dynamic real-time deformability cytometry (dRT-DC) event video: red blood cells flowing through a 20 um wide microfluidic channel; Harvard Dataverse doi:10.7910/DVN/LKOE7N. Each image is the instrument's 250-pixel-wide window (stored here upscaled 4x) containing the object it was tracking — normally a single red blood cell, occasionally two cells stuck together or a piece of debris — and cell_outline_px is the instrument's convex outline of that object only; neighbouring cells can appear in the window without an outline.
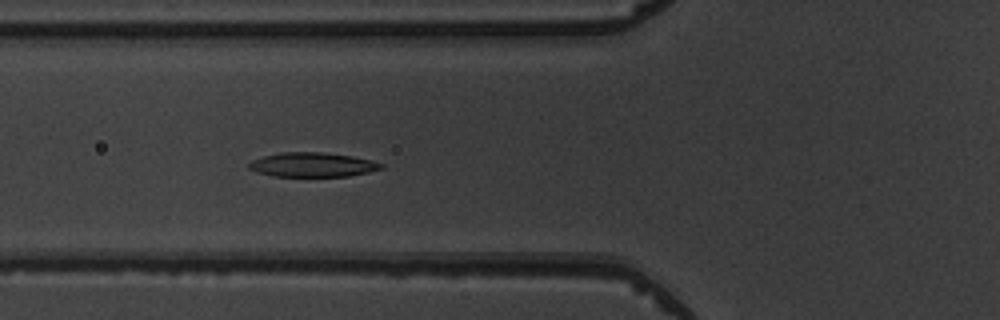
{"species": "common noctule bat (a hibernating species)", "species_latin": "Nyctalus noctula", "temperature_condition": "warm", "stored_images_in_passage": 5, "camera_frame_rate_fps": 3000, "um_per_image_px": 0.085, "animal": {"sex": "male", "body_mass_g": 19.5, "forearm_length_mm": 54.6}, "frame": {"image": 1, "passage_image": 5, "time_ms": 4.667, "image_size_px": [1000, 320], "cell_outline_px": [[384, 168], [368, 172], [348, 176], [272, 176], [256, 172], [248, 168], [248, 164], [252, 160], [264, 156], [280, 152], [324, 152], [352, 156], [372, 160], [384, 164]], "centroid_in_image_um": [26.56, 14.0], "position_along_channel_um": 99.2, "area_um2": 18.84}}